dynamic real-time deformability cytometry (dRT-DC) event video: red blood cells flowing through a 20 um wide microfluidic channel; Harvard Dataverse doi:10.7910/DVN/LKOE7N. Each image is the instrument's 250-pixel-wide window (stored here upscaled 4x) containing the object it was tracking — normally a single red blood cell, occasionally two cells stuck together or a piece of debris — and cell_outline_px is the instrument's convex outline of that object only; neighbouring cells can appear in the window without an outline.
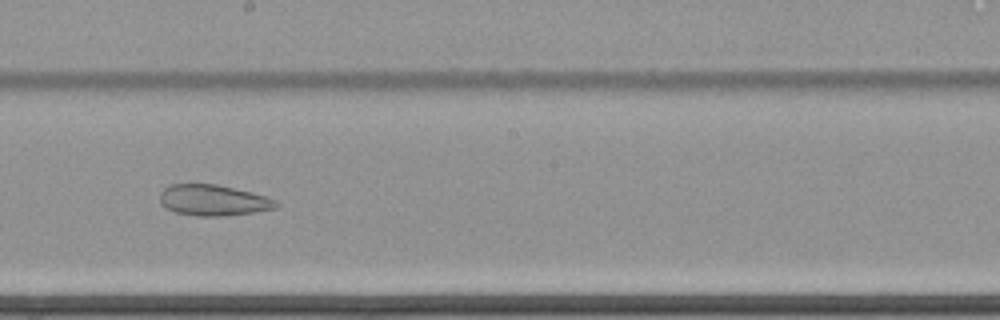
{"species": "common noctule bat (a hibernating species)", "species_latin": "Nyctalus noctula", "temperature_condition": "cold", "stored_images_in_passage": 65, "camera_frame_rate_fps": 3000, "um_per_image_px": 0.085, "animal": {"sex": "female", "body_mass_g": 22.7, "forearm_length_mm": 54.2}, "frame": {"image": 1, "passage_image": 40, "time_ms": 13.0, "image_size_px": [1000, 320], "cell_outline_px": [[280, 204], [276, 208], [252, 212], [224, 216], [196, 216], [176, 212], [164, 208], [160, 204], [160, 192], [164, 188], [172, 184], [216, 184], [252, 192], [276, 200]], "centroid_in_image_um": [18.1, 17.02], "position_along_channel_um": 230.1, "area_um2": 20.98}}
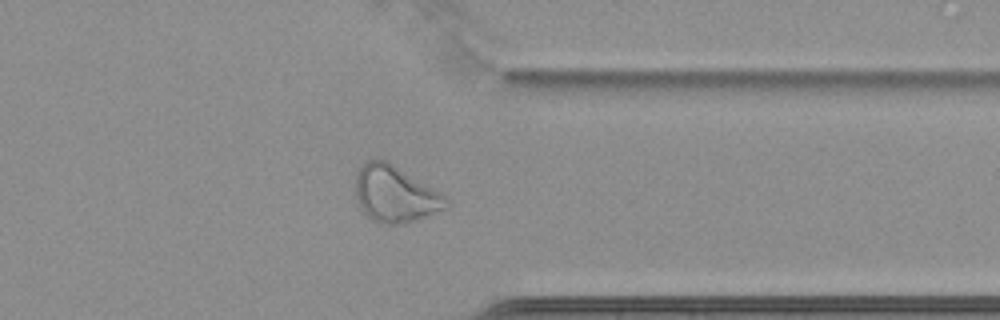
{"frame": {"image": 2, "passage_image": 53, "time_ms": 17.333, "image_size_px": [1000, 320], "cell_outline_px": [[452, 204], [444, 208], [404, 224], [380, 224], [372, 220], [356, 204], [356, 176], [360, 168], [368, 160], [376, 156], [388, 160], [448, 196]], "centroid_in_image_um": [33.59, 16.47], "position_along_channel_um": 377.8, "area_um2": 30.29}}